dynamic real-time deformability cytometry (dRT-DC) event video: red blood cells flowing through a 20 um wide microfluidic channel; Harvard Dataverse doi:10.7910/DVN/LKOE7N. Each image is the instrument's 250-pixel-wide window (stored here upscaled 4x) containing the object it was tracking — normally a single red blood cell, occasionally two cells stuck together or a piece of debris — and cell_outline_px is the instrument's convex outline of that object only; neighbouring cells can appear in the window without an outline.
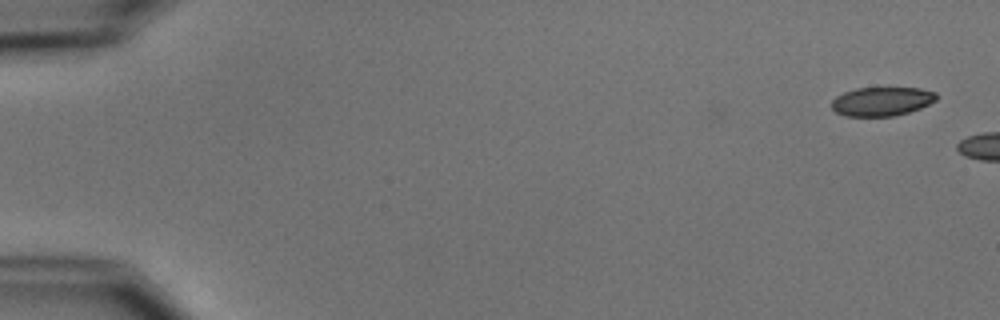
{"species": "common noctule bat (a hibernating species)", "species_latin": "Nyctalus noctula", "temperature_condition": "cold", "stored_images_in_passage": 2, "camera_frame_rate_fps": 3000, "um_per_image_px": 0.085, "animal": {"sex": "male", "body_mass_g": 15.6}, "frame": {"image": 1, "passage_image": 2, "time_ms": 1.333, "image_size_px": [1000, 320], "cell_outline_px": [[936, 100], [920, 108], [896, 116], [844, 116], [836, 112], [832, 108], [832, 100], [836, 96], [844, 92], [856, 88], [920, 88], [936, 92]], "centroid_in_image_um": [74.94, 8.62], "position_along_channel_um": 10.1, "area_um2": 17.63}}